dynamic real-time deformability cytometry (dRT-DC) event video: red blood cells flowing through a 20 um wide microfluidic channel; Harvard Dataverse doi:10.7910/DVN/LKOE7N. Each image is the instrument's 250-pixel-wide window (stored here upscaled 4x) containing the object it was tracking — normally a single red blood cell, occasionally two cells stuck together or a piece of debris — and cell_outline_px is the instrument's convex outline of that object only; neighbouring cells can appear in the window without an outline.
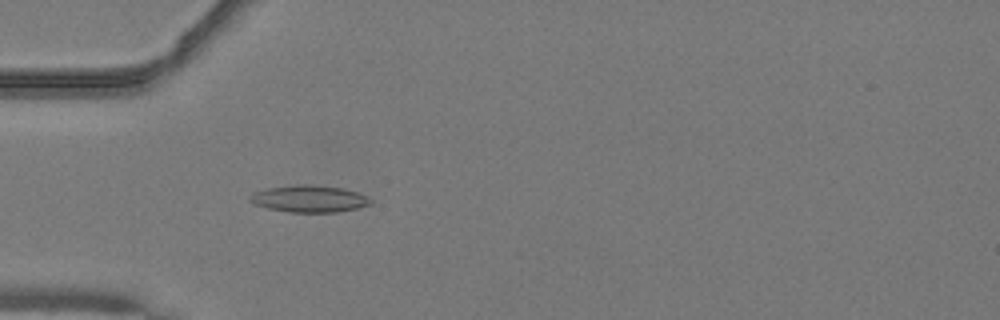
{"species": "common noctule bat (a hibernating species)", "species_latin": "Nyctalus noctula", "temperature_condition": "warm", "stored_images_in_passage": 39, "camera_frame_rate_fps": 3000, "um_per_image_px": 0.085, "animal": {"sex": "male", "body_mass_g": 19.2, "forearm_length_mm": 51.8}, "frame": {"image": 1, "passage_image": 4, "time_ms": 1.0, "image_size_px": [1000, 320], "cell_outline_px": [[372, 204], [356, 208], [336, 212], [288, 212], [268, 208], [256, 204], [248, 200], [248, 196], [252, 192], [264, 188], [300, 184], [312, 184], [344, 188], [368, 196], [372, 200]], "centroid_in_image_um": [26.26, 16.88], "position_along_channel_um": 58.7, "area_um2": 19.13}}
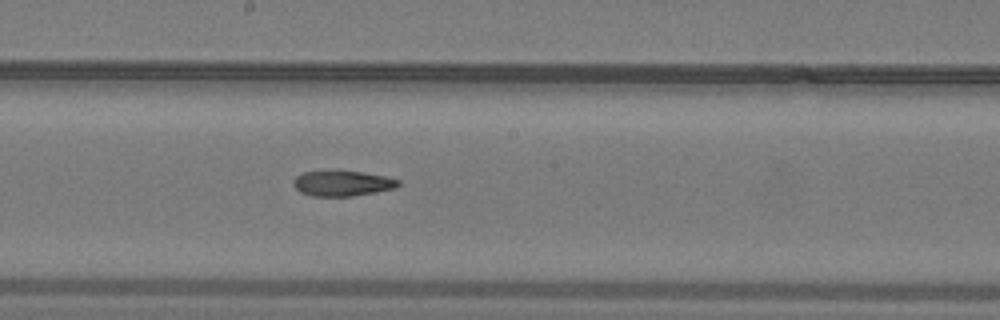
{"frame": {"image": 2, "passage_image": 16, "time_ms": 5.0, "image_size_px": [1000, 320], "cell_outline_px": [[400, 184], [396, 188], [376, 192], [352, 196], [312, 196], [300, 192], [292, 184], [292, 180], [296, 176], [304, 172], [364, 172], [388, 176], [400, 180]], "centroid_in_image_um": [29.13, 15.6], "position_along_channel_um": 219.1, "area_um2": 15.43}}
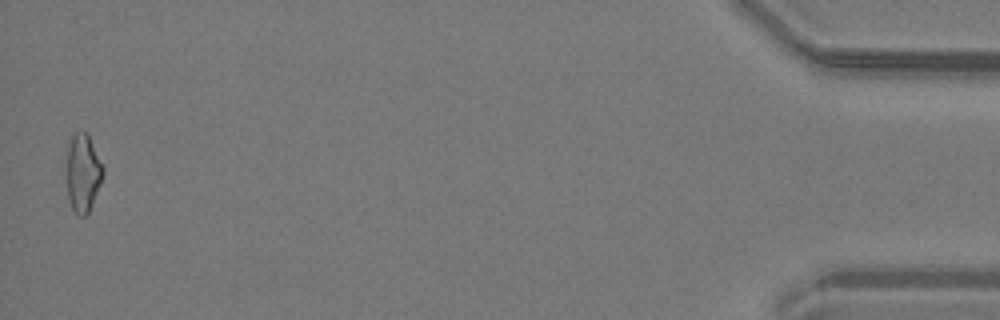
{"frame": {"image": 3, "passage_image": 38, "time_ms": 12.333, "image_size_px": [1000, 320], "cell_outline_px": [[104, 172], [100, 184], [88, 212], [84, 216], [80, 216], [72, 208], [68, 196], [64, 176], [68, 148], [72, 136], [76, 132], [88, 132], [104, 168]], "centroid_in_image_um": [7.02, 14.67], "position_along_channel_um": 428.2, "area_um2": 16.76}, "authors_computed_cell_mechanics": {"area_um2": 16.3574, "velocity_mm_per_s": 4.1227, "shape_relaxation_time_tau1_ms": null, "shape_relaxation_time_tau2_ms": 7.3325, "deformation_change_tau1": null, "deformation_change_tau2": 0.165}}